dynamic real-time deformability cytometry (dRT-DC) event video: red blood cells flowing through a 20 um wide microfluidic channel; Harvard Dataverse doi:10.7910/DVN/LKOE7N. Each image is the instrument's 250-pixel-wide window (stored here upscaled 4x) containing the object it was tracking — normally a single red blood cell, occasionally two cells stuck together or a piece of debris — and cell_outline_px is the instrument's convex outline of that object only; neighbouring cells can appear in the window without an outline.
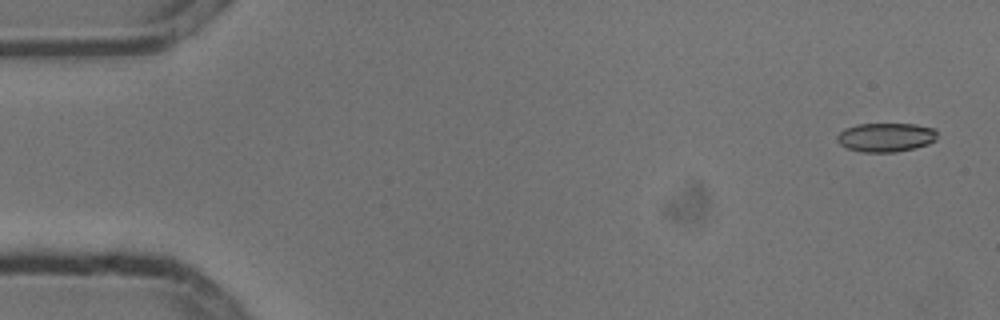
{"species": "common noctule bat (a hibernating species)", "species_latin": "Nyctalus noctula", "temperature_condition": "cold", "stored_images_in_passage": 5, "camera_frame_rate_fps": 3000, "um_per_image_px": 0.085, "animal": {"sex": "male", "body_mass_g": 13.3}, "frame": {"image": 1, "passage_image": 1, "time_ms": 0.0, "image_size_px": [1000, 320], "cell_outline_px": [[936, 140], [928, 144], [896, 152], [864, 152], [848, 148], [840, 144], [836, 140], [836, 136], [844, 128], [856, 124], [916, 124], [936, 128]], "centroid_in_image_um": [75.29, 11.66], "position_along_channel_um": 9.7, "area_um2": 16.94}}
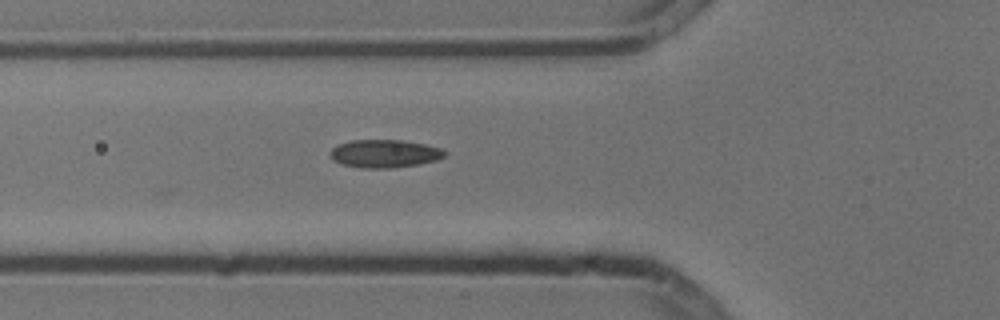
{"frame": {"image": 2, "passage_image": 5, "time_ms": 1.333, "image_size_px": [1000, 320], "cell_outline_px": [[444, 156], [436, 160], [416, 164], [392, 168], [360, 168], [340, 164], [332, 160], [328, 152], [332, 148], [340, 144], [352, 140], [400, 140], [424, 144], [440, 148], [444, 152]], "centroid_in_image_um": [32.61, 13.06], "position_along_channel_um": 93.2, "area_um2": 18.55}}